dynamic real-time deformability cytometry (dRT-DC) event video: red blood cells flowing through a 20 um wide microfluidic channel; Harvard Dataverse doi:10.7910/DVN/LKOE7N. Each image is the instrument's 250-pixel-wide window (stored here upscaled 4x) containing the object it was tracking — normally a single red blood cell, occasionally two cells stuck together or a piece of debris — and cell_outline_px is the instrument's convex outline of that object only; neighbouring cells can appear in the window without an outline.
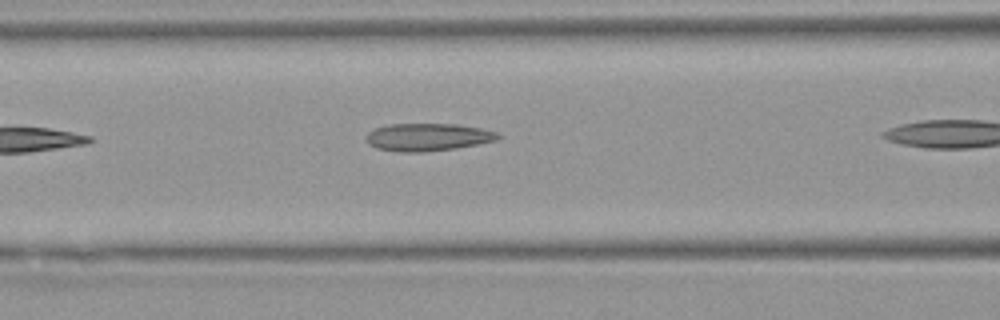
{"species": "Egyptian fruit bat (a non-hibernating species)", "species_latin": "Rousettus aegyptiacus", "temperature_condition": "warm", "stored_images_in_passage": 6, "camera_frame_rate_fps": 3000, "um_per_image_px": 0.085, "animal": {"sex": "female"}, "frame": {"image": 1, "passage_image": 5, "time_ms": 4.667, "image_size_px": [1000, 320], "cell_outline_px": [[504, 136], [496, 140], [456, 148], [424, 152], [396, 152], [376, 148], [368, 144], [368, 132], [376, 128], [388, 124], [456, 124], [480, 128], [496, 132]], "centroid_in_image_um": [36.37, 11.66], "position_along_channel_um": 130.2, "area_um2": 21.15}}